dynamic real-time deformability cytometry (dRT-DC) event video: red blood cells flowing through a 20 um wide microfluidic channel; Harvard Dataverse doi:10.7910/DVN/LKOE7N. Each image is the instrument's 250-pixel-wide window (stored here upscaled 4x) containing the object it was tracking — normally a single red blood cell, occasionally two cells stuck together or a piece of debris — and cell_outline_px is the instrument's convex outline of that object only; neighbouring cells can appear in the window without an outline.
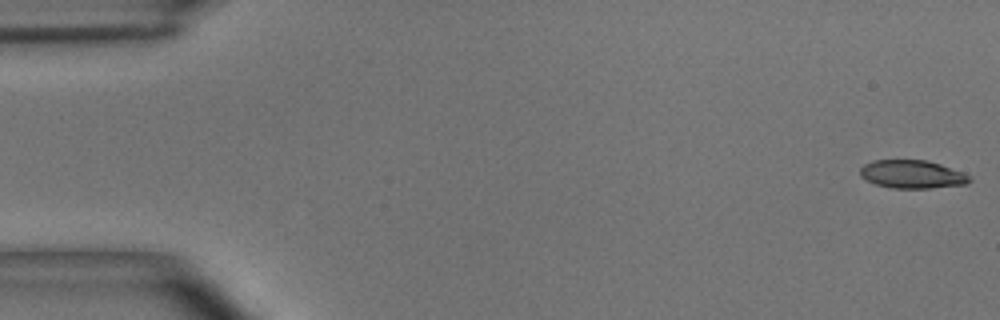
{"species": "common noctule bat (a hibernating species)", "species_latin": "Nyctalus noctula", "temperature_condition": "room temperature", "stored_images_in_passage": 54, "camera_frame_rate_fps": 3000, "um_per_image_px": 0.085, "animal": {"sex": "male", "body_mass_g": 15.6}, "frame": {"image": 1, "passage_image": 1, "time_ms": 0.0, "image_size_px": [1000, 320], "cell_outline_px": [[972, 180], [968, 184], [932, 188], [892, 188], [876, 184], [860, 176], [860, 168], [864, 164], [872, 160], [928, 160], [964, 172], [972, 176]], "centroid_in_image_um": [77.58, 14.81], "position_along_channel_um": 7.4, "area_um2": 18.15}}
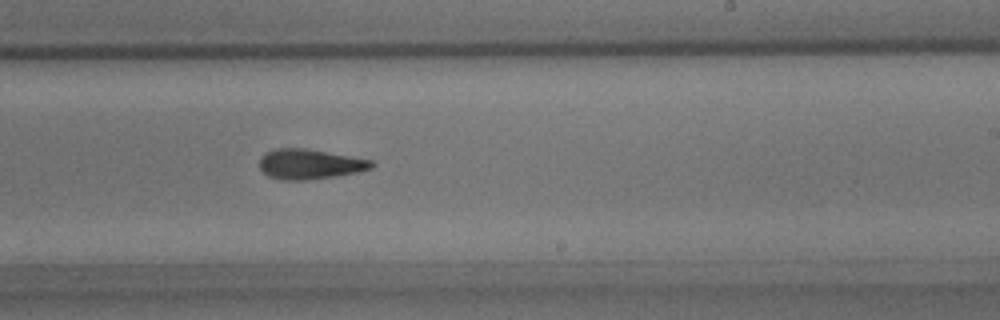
{"frame": {"image": 2, "passage_image": 33, "time_ms": 10.667, "image_size_px": [1000, 320], "cell_outline_px": [[376, 164], [372, 168], [360, 172], [336, 176], [304, 180], [284, 180], [268, 176], [260, 168], [260, 156], [264, 152], [276, 148], [308, 148], [376, 160]], "centroid_in_image_um": [26.39, 13.93], "position_along_channel_um": 262.6, "area_um2": 20.06}}
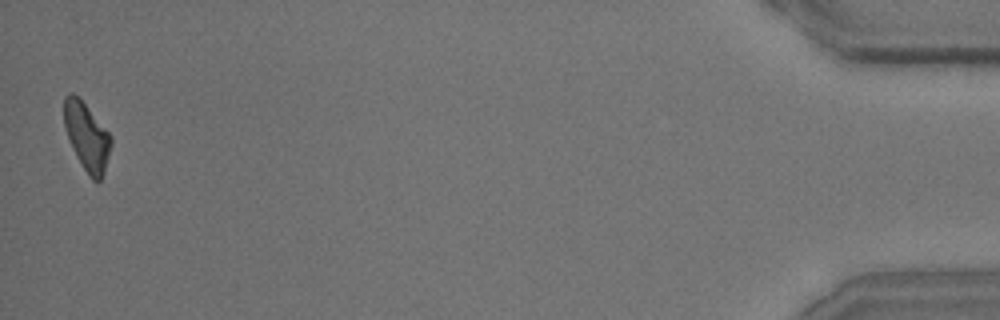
{"frame": {"image": 3, "passage_image": 54, "time_ms": 17.667, "image_size_px": [1000, 320], "cell_outline_px": [[112, 144], [104, 172], [100, 180], [92, 180], [88, 176], [68, 136], [64, 124], [64, 96], [68, 92], [72, 92], [80, 96], [112, 136]], "centroid_in_image_um": [7.39, 11.53], "position_along_channel_um": 427.8, "area_um2": 18.44}, "authors_computed_cell_mechanics": {"area_um2": 19.1607, "velocity_mm_per_s": 3.6547, "shape_relaxation_time_tau1_ms": 5.6874, "shape_relaxation_time_tau2_ms": 4.3832, "deformation_change_tau1": 0.1641, "deformation_change_tau2": 0.1437}}